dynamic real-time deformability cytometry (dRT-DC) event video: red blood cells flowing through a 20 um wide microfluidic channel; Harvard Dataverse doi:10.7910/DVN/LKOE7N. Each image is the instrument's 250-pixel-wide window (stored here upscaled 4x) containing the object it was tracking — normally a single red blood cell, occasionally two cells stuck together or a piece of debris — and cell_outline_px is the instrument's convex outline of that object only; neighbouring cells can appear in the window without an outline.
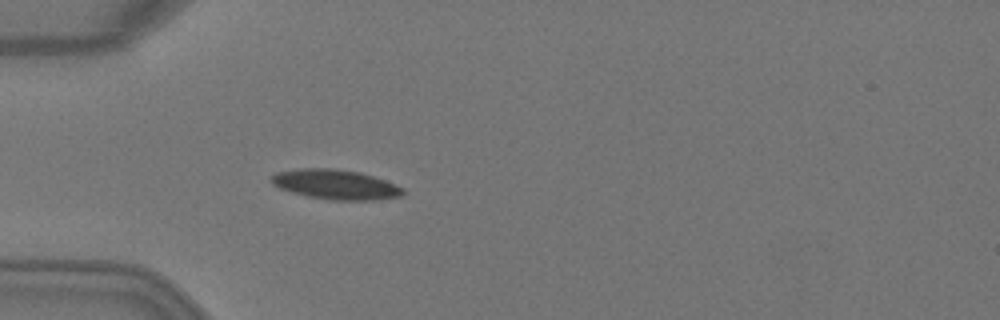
{"species": "Egyptian fruit bat (a non-hibernating species)", "species_latin": "Rousettus aegyptiacus", "temperature_condition": "warm", "stored_images_in_passage": 1, "camera_frame_rate_fps": 3000, "um_per_image_px": 0.085, "animal": {"sex": "female"}, "frame": {"image": 1, "passage_image": 1, "time_ms": 0.0, "image_size_px": [1000, 320], "cell_outline_px": [[404, 196], [372, 200], [328, 200], [308, 196], [292, 192], [280, 188], [272, 184], [272, 176], [276, 172], [300, 168], [332, 168], [360, 172], [396, 184], [404, 188]], "centroid_in_image_um": [28.55, 15.68], "position_along_channel_um": 56.5, "area_um2": 22.83}}